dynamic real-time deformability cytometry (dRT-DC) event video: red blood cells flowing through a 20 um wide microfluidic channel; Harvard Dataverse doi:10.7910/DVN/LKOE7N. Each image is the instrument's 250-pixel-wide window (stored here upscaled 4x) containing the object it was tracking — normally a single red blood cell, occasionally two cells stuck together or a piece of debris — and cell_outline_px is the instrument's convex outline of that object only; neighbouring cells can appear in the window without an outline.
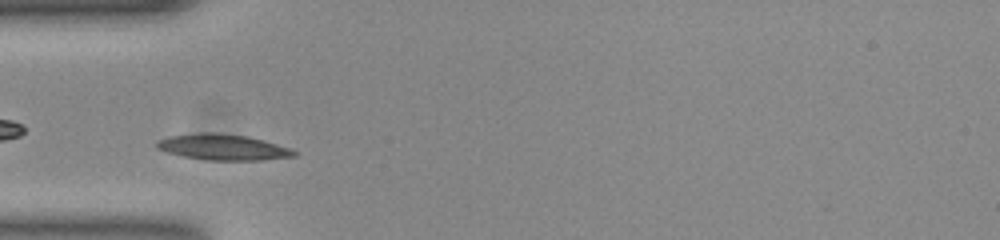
{"species": "common noctule bat (a hibernating species)", "species_latin": "Nyctalus noctula", "temperature_condition": "room temperature", "stored_images_in_passage": 39, "camera_frame_rate_fps": 3000, "um_per_image_px": 0.085, "animal": {"sex": "female", "body_mass_g": 23.0, "forearm_length_mm": 53.4}, "frame": {"image": 1, "passage_image": 6, "time_ms": 1.667, "image_size_px": [1000, 240], "cell_outline_px": [[296, 156], [260, 160], [208, 160], [184, 156], [168, 152], [156, 148], [156, 140], [172, 136], [200, 132], [216, 132], [244, 136], [276, 144], [288, 148], [296, 152]], "centroid_in_image_um": [18.9, 12.51], "position_along_channel_um": 66.1, "area_um2": 20.29}}
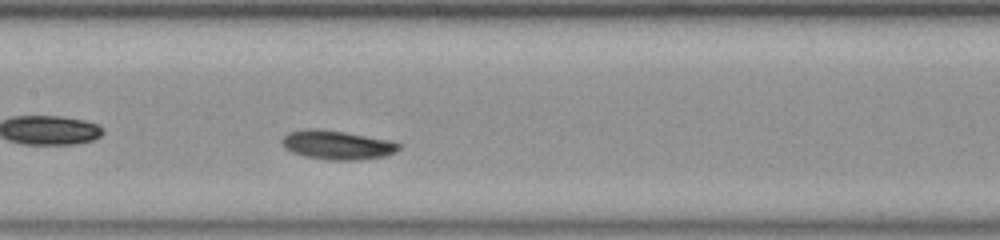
{"frame": {"image": 2, "passage_image": 15, "time_ms": 4.667, "image_size_px": [1000, 240], "cell_outline_px": [[400, 148], [396, 152], [384, 156], [356, 160], [332, 160], [304, 156], [292, 152], [284, 148], [280, 140], [288, 132], [344, 132], [388, 140], [400, 144]], "centroid_in_image_um": [28.7, 12.38], "position_along_channel_um": 178.7, "area_um2": 18.73}}
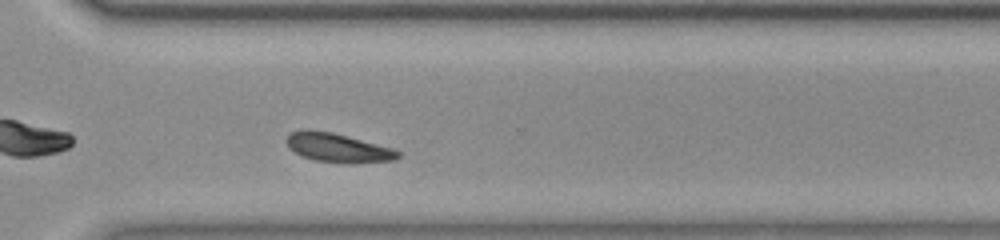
{"frame": {"image": 3, "passage_image": 28, "time_ms": 9.0, "image_size_px": [1000, 240], "cell_outline_px": [[400, 156], [396, 160], [356, 164], [348, 164], [312, 160], [296, 152], [284, 140], [292, 132], [304, 128], [332, 132], [348, 136], [392, 148], [400, 152]], "centroid_in_image_um": [28.75, 12.57], "position_along_channel_um": 341.8, "area_um2": 18.96}, "authors_computed_cell_mechanics": {"area_um2": 18.785, "velocity_mm_per_s": 3.7705, "shape_relaxation_time_tau1_ms": 7.126, "shape_relaxation_time_tau2_ms": null, "deformation_change_tau1": 0.1993, "deformation_change_tau2": null}}